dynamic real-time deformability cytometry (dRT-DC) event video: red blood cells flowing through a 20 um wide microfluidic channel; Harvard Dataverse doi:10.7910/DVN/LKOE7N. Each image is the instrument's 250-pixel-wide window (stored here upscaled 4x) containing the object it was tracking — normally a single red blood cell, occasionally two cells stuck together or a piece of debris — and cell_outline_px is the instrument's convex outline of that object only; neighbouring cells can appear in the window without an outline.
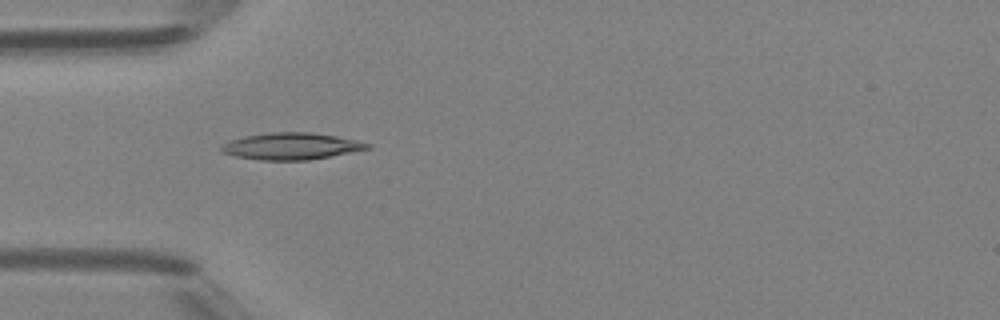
{"species": "Egyptian fruit bat (a non-hibernating species)", "species_latin": "Rousettus aegyptiacus", "temperature_condition": "room temperature", "stored_images_in_passage": 33, "camera_frame_rate_fps": 3000, "um_per_image_px": 0.085, "animal": {"sex": "female"}, "frame": {"image": 1, "passage_image": 1, "time_ms": 0.0, "image_size_px": [1000, 320], "cell_outline_px": [[372, 148], [308, 160], [260, 160], [236, 156], [224, 152], [220, 148], [220, 144], [244, 136], [272, 132], [312, 132], [336, 136], [356, 140], [372, 144]], "centroid_in_image_um": [24.77, 12.42], "position_along_channel_um": 60.2, "area_um2": 22.66}}
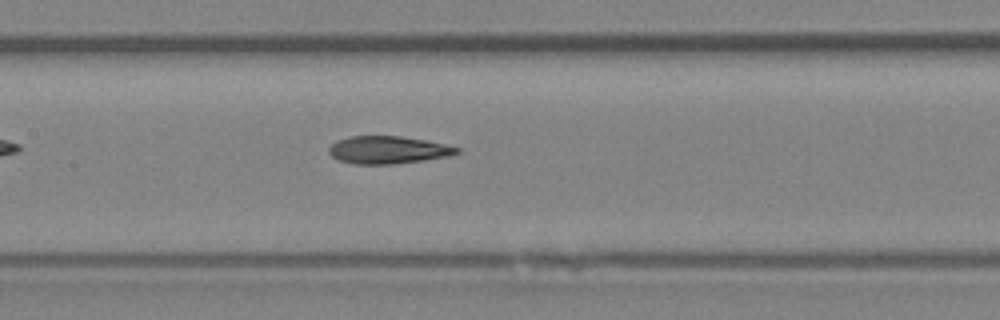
{"frame": {"image": 2, "passage_image": 9, "time_ms": 2.667, "image_size_px": [1000, 320], "cell_outline_px": [[460, 152], [448, 156], [424, 160], [392, 164], [356, 164], [340, 160], [332, 156], [328, 152], [328, 148], [336, 140], [348, 136], [400, 136], [424, 140], [444, 144], [460, 148]], "centroid_in_image_um": [32.95, 12.74], "position_along_channel_um": 174.4, "area_um2": 20.46}}
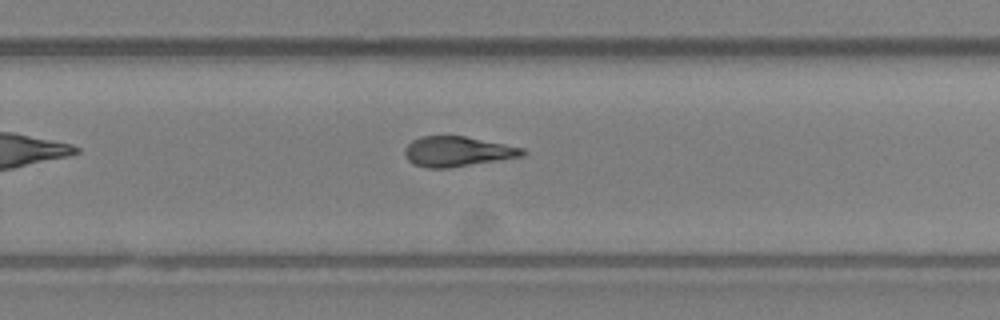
{"frame": {"image": 3, "passage_image": 17, "time_ms": 5.333, "image_size_px": [1000, 320], "cell_outline_px": [[528, 152], [524, 156], [500, 160], [448, 168], [428, 168], [412, 164], [408, 160], [404, 152], [404, 148], [412, 140], [420, 136], [464, 136], [524, 148]], "centroid_in_image_um": [38.88, 12.88], "position_along_channel_um": 290.9, "area_um2": 20.69}, "authors_computed_cell_mechanics": {"area_um2": 20.4612, "velocity_mm_per_s": 4.383, "shape_relaxation_time_tau1_ms": 6.0185, "shape_relaxation_time_tau2_ms": 3.8381, "deformation_change_tau1": 0.2002, "deformation_change_tau2": 0.1505}}